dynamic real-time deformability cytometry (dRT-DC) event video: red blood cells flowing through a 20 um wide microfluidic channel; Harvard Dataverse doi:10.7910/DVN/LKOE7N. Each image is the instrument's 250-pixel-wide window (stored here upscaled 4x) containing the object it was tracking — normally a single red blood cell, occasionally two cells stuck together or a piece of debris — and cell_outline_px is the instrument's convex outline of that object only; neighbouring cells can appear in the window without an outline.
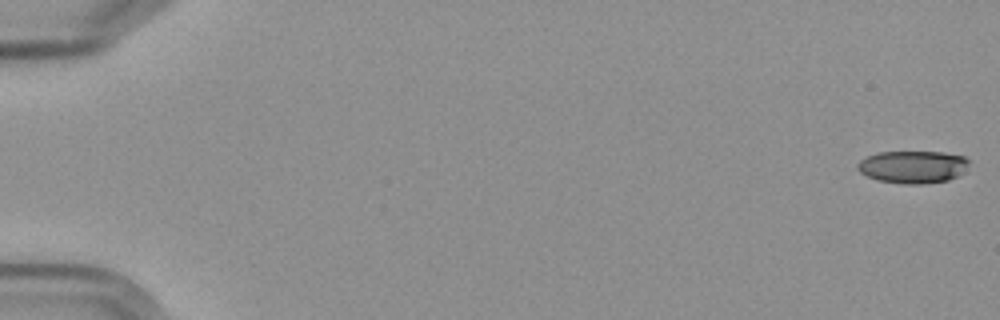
{"species": "Egyptian fruit bat (a non-hibernating species)", "species_latin": "Rousettus aegyptiacus", "temperature_condition": "cold", "stored_images_in_passage": 7, "camera_frame_rate_fps": 3000, "um_per_image_px": 0.085, "frame": {"image": 1, "passage_image": 1, "time_ms": 0.0, "image_size_px": [1000, 320], "cell_outline_px": [[968, 164], [964, 172], [948, 180], [924, 184], [904, 184], [876, 180], [860, 172], [856, 168], [856, 164], [860, 160], [868, 156], [880, 152], [944, 152], [964, 156], [968, 160]], "centroid_in_image_um": [77.58, 14.19], "position_along_channel_um": 7.4, "area_um2": 21.15}}
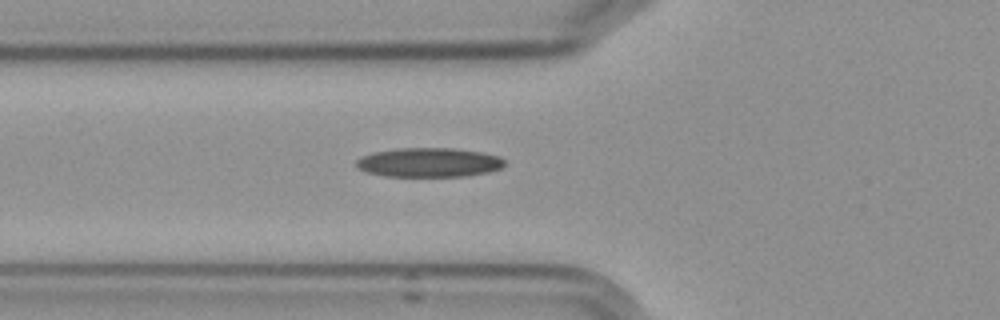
{"frame": {"image": 2, "passage_image": 7, "time_ms": 7.0, "image_size_px": [1000, 320], "cell_outline_px": [[504, 164], [500, 168], [488, 172], [464, 176], [384, 176], [364, 172], [356, 164], [356, 160], [360, 156], [372, 152], [396, 148], [456, 148], [484, 152], [500, 156], [504, 160]], "centroid_in_image_um": [36.44, 13.79], "position_along_channel_um": 89.4, "area_um2": 25.49}}